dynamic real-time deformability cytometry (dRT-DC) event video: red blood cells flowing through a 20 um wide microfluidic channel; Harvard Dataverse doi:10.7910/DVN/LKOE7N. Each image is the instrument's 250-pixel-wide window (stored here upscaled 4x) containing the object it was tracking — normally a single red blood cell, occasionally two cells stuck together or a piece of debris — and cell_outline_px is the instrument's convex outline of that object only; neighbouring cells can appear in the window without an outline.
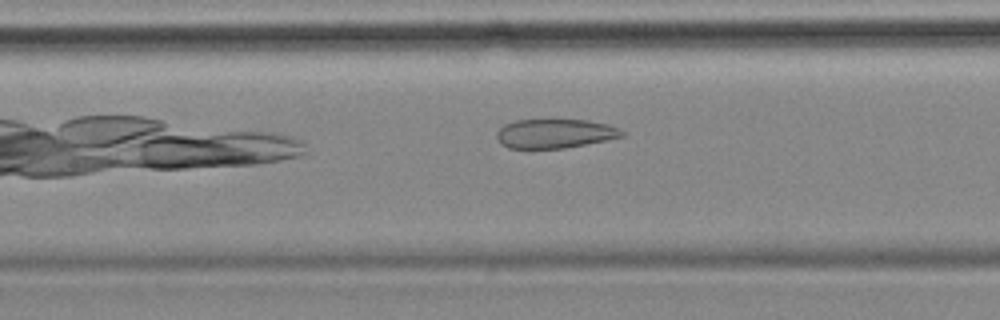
{"species": "common noctule bat (a hibernating species)", "species_latin": "Nyctalus noctula", "temperature_condition": "cold", "stored_images_in_passage": 39, "camera_frame_rate_fps": 3000, "um_per_image_px": 0.085, "animal": {"sex": "female", "body_mass_g": 18.4}, "frame": {"image": 1, "passage_image": 12, "time_ms": 3.667, "image_size_px": [1000, 320], "cell_outline_px": [[624, 136], [564, 148], [508, 148], [500, 144], [496, 136], [496, 132], [504, 124], [516, 120], [588, 120], [608, 124], [620, 128], [624, 132]], "centroid_in_image_um": [47.14, 11.35], "position_along_channel_um": 160.3, "area_um2": 21.21}, "authors_computed_cell_mechanics": {"area_um2": 23.6402, "velocity_mm_per_s": 3.551, "shape_relaxation_time_tau1_ms": null, "shape_relaxation_time_tau2_ms": 1.9711, "deformation_change_tau1": null, "deformation_change_tau2": 0.0934}}